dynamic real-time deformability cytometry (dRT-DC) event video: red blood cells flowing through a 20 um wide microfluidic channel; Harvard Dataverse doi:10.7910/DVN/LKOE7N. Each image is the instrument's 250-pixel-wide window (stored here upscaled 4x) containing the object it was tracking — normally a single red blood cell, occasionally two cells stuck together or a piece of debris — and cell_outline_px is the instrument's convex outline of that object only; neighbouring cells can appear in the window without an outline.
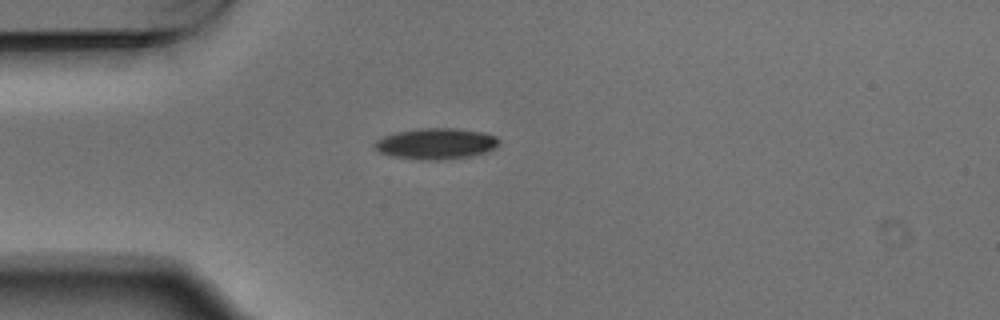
{"species": "Egyptian fruit bat (a non-hibernating species)", "species_latin": "Rousettus aegyptiacus", "temperature_condition": "warm", "stored_images_in_passage": 1, "camera_frame_rate_fps": 3000, "um_per_image_px": 0.085, "animal": {"sex": "male"}, "frame": {"image": 1, "passage_image": 1, "time_ms": 0.0, "image_size_px": [1000, 320], "cell_outline_px": [[500, 144], [496, 148], [488, 152], [472, 156], [436, 160], [420, 160], [392, 156], [380, 152], [372, 148], [372, 144], [376, 140], [384, 136], [396, 132], [420, 128], [456, 128], [484, 132], [496, 136], [500, 140]], "centroid_in_image_um": [37.08, 12.21], "position_along_channel_um": 47.9, "area_um2": 22.83}}